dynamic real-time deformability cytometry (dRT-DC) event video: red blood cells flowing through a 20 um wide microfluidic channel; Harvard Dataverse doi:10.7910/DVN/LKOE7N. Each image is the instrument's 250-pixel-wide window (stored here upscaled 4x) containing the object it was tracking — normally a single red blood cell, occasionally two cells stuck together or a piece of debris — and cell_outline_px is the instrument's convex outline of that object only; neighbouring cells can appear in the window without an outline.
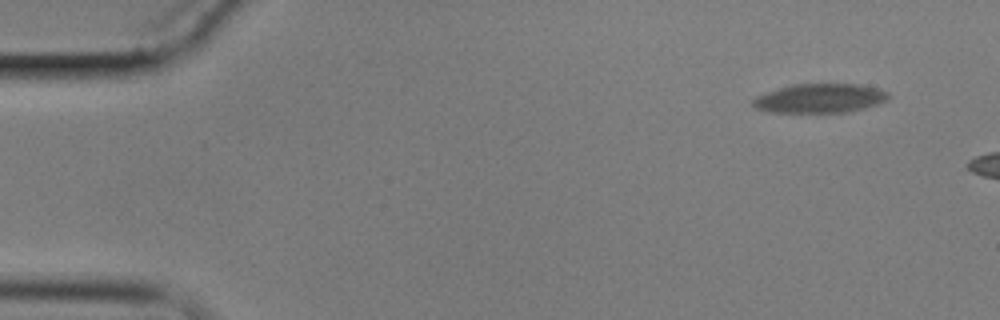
{"species": "common noctule bat (a hibernating species)", "species_latin": "Nyctalus noctula", "temperature_condition": "cold", "stored_images_in_passage": 3, "camera_frame_rate_fps": 3000, "um_per_image_px": 0.085, "animal": {"sex": "male", "body_mass_g": 17.9}, "frame": {"image": 1, "passage_image": 1, "time_ms": 0.0, "image_size_px": [1000, 320], "cell_outline_px": [[888, 100], [864, 108], [844, 112], [772, 112], [756, 108], [752, 104], [752, 100], [756, 96], [792, 84], [860, 84], [880, 88], [888, 92]], "centroid_in_image_um": [69.71, 8.34], "position_along_channel_um": 15.3, "area_um2": 22.83}}